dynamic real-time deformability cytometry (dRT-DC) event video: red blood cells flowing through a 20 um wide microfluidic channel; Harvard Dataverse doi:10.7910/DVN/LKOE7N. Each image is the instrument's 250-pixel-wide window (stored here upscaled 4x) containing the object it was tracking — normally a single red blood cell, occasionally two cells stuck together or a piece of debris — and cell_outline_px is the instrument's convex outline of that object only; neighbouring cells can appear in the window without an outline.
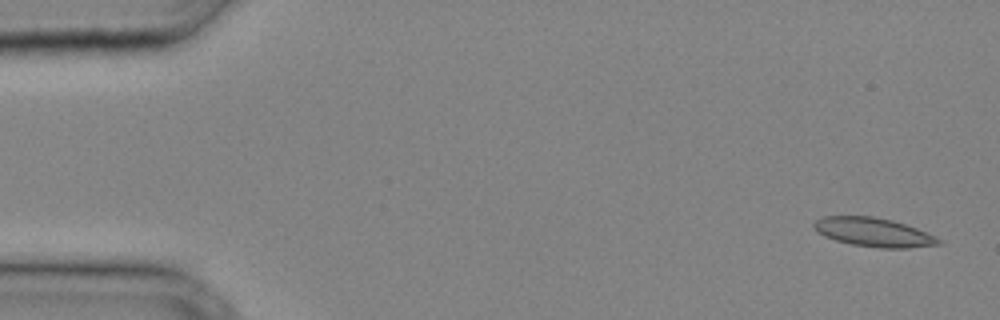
{"species": "common noctule bat (a hibernating species)", "species_latin": "Nyctalus noctula", "temperature_condition": "cold", "stored_images_in_passage": 34, "camera_frame_rate_fps": 3000, "um_per_image_px": 0.085, "animal": {"sex": "male", "body_mass_g": 20.4}, "frame": {"image": 1, "passage_image": 1, "time_ms": 0.0, "image_size_px": [1000, 320], "cell_outline_px": [[944, 244], [908, 248], [880, 248], [852, 244], [836, 240], [824, 236], [816, 232], [812, 224], [816, 220], [824, 216], [872, 216], [892, 220], [916, 228], [936, 236], [944, 240]], "centroid_in_image_um": [74.28, 19.74], "position_along_channel_um": 10.7, "area_um2": 21.1}}
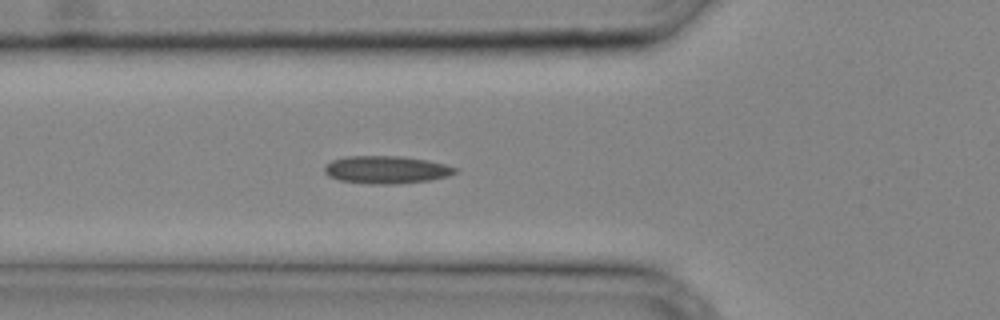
{"frame": {"image": 2, "passage_image": 12, "time_ms": 3.667, "image_size_px": [1000, 320], "cell_outline_px": [[460, 168], [456, 172], [448, 176], [428, 180], [392, 184], [368, 184], [340, 180], [328, 176], [324, 172], [324, 164], [332, 160], [348, 156], [400, 156], [428, 160]], "centroid_in_image_um": [32.82, 14.42], "position_along_channel_um": 93.0, "area_um2": 21.1}}
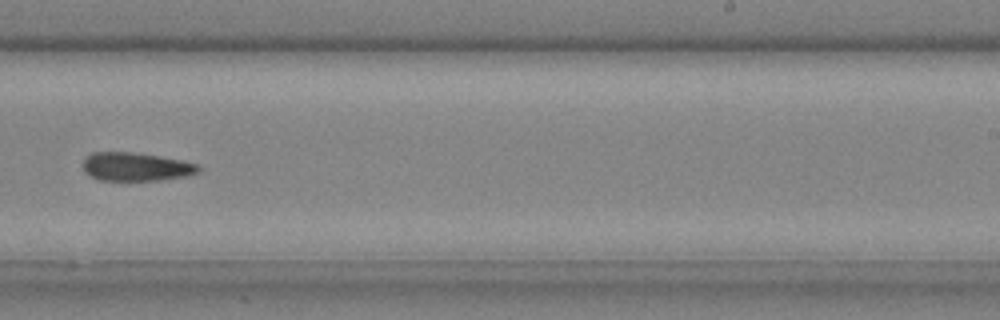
{"frame": {"image": 3, "passage_image": 22, "time_ms": 7.0, "image_size_px": [1000, 320], "cell_outline_px": [[200, 172], [188, 176], [160, 180], [100, 180], [84, 172], [84, 160], [92, 152], [132, 152], [160, 156], [200, 164]], "centroid_in_image_um": [11.61, 14.17], "position_along_channel_um": 277.4, "area_um2": 19.13}}